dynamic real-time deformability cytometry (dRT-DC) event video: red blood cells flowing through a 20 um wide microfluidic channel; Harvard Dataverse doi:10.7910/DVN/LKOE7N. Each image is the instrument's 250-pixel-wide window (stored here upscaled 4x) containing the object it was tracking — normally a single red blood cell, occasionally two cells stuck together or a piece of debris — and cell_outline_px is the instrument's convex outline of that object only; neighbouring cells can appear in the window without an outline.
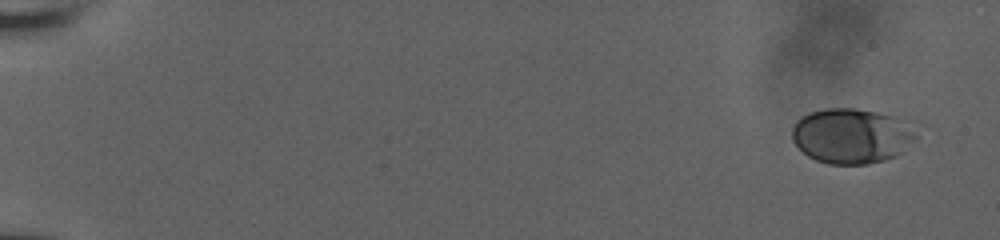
{"species": "human", "species_latin": "Homo sapiens", "temperature_condition": "room temperature", "stored_images_in_passage": 55, "camera_frame_rate_fps": 3000, "um_per_image_px": 0.085, "donor": {"sex": "male"}, "frame": {"image": 1, "passage_image": 1, "time_ms": 0.0, "image_size_px": [1000, 240], "cell_outline_px": [[916, 136], [900, 152], [884, 160], [868, 164], [828, 164], [816, 160], [808, 156], [792, 140], [792, 128], [796, 120], [808, 112], [824, 108], [852, 108], [876, 112], [896, 116]], "centroid_in_image_um": [72.27, 11.54], "position_along_channel_um": 12.7, "area_um2": 39.13}}
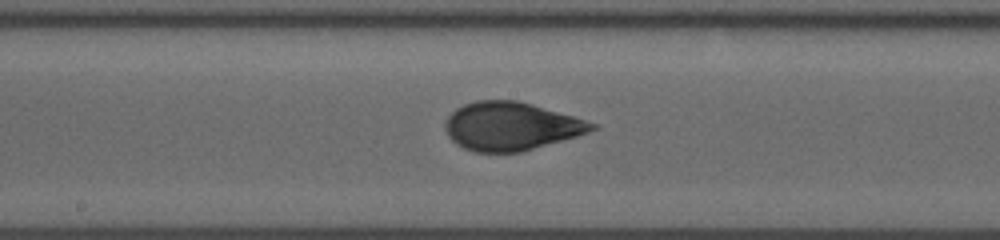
{"frame": {"image": 2, "passage_image": 31, "time_ms": 10.0, "image_size_px": [1000, 240], "cell_outline_px": [[600, 128], [576, 136], [520, 152], [472, 152], [456, 144], [448, 136], [444, 128], [444, 120], [456, 108], [464, 104], [476, 100], [516, 100], [532, 104], [572, 116], [596, 124]], "centroid_in_image_um": [43.38, 10.73], "position_along_channel_um": 204.8, "area_um2": 41.1}}
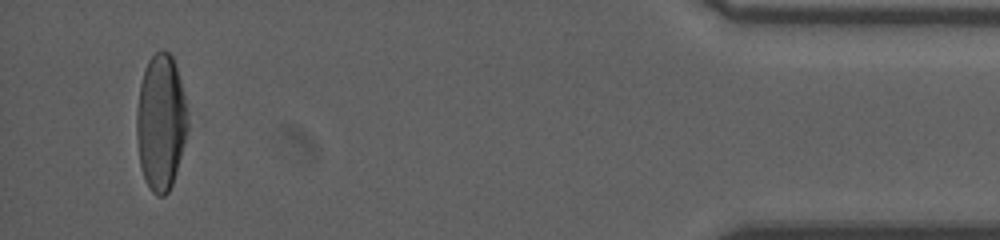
{"frame": {"image": 3, "passage_image": 53, "time_ms": 17.333, "image_size_px": [1000, 240], "cell_outline_px": [[188, 128], [176, 172], [172, 184], [168, 192], [164, 196], [156, 196], [152, 192], [144, 180], [140, 168], [136, 136], [136, 112], [140, 84], [144, 68], [148, 60], [160, 48], [168, 52], [172, 56], [176, 68], [184, 96], [188, 112]], "centroid_in_image_um": [13.65, 10.41], "position_along_channel_um": 421.6, "area_um2": 40.75}, "authors_computed_cell_mechanics": {"area_um2": 40.0554, "velocity_mm_per_s": 3.8332, "shape_relaxation_time_tau1_ms": 5.9566, "shape_relaxation_time_tau2_ms": 0.7654, "deformation_change_tau1": 0.1817, "deformation_change_tau2": 0.0617}}